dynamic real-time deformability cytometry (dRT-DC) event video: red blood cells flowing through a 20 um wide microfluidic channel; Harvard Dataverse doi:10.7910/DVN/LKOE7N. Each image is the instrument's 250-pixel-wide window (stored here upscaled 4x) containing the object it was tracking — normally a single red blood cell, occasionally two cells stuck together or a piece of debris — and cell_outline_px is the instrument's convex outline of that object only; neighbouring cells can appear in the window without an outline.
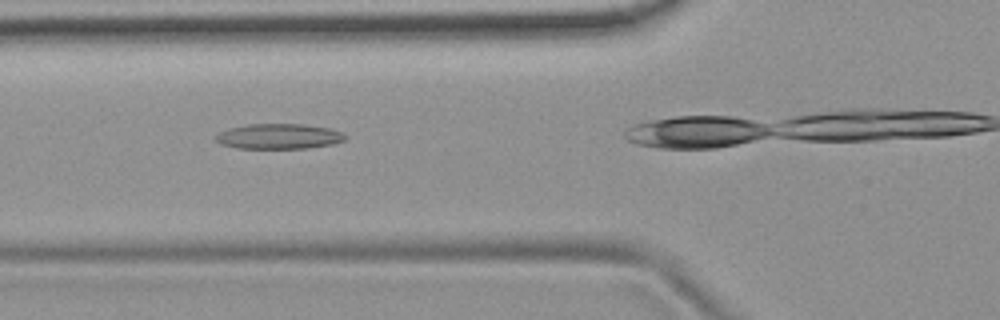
{"species": "common noctule bat (a hibernating species)", "species_latin": "Nyctalus noctula", "temperature_condition": "room temperature", "stored_images_in_passage": 32, "camera_frame_rate_fps": 3000, "um_per_image_px": 0.085, "animal": {"sex": "female", "body_mass_g": 19.9}, "frame": {"image": 1, "passage_image": 10, "time_ms": 3.0, "image_size_px": [1000, 320], "cell_outline_px": [[348, 136], [344, 140], [332, 144], [308, 148], [236, 148], [220, 144], [216, 140], [216, 136], [220, 132], [228, 128], [248, 124], [304, 124], [332, 128], [344, 132]], "centroid_in_image_um": [23.75, 11.58], "position_along_channel_um": 102.1, "area_um2": 19.19}}